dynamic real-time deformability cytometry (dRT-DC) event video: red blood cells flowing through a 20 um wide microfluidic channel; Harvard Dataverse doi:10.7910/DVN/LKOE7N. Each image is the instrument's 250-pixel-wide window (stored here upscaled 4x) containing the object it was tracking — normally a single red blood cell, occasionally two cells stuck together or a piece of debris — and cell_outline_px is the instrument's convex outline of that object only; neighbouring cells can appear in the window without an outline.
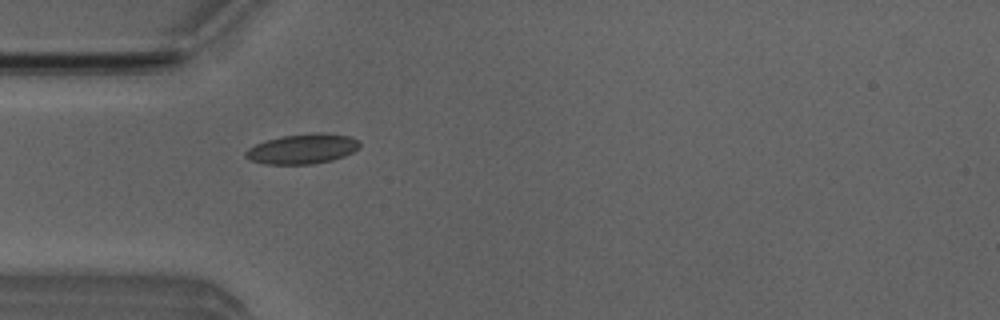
{"species": "Egyptian fruit bat (a non-hibernating species)", "species_latin": "Rousettus aegyptiacus", "temperature_condition": "room temperature", "stored_images_in_passage": 36, "camera_frame_rate_fps": 3000, "um_per_image_px": 0.085, "animal": {"sex": "male"}, "frame": {"image": 1, "passage_image": 5, "time_ms": 1.333, "image_size_px": [1000, 320], "cell_outline_px": [[360, 148], [344, 156], [332, 160], [312, 164], [264, 164], [252, 160], [244, 156], [244, 152], [248, 148], [256, 144], [280, 136], [312, 132], [320, 132], [348, 136], [360, 140]], "centroid_in_image_um": [25.73, 12.64], "position_along_channel_um": 59.3, "area_um2": 20.0}}
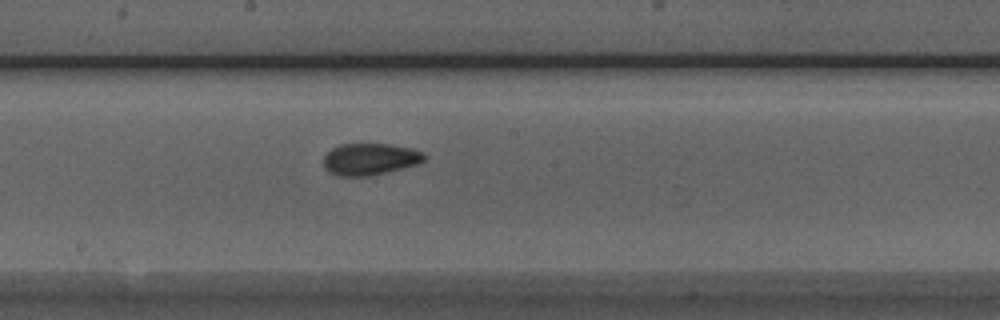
{"frame": {"image": 2, "passage_image": 17, "time_ms": 5.333, "image_size_px": [1000, 320], "cell_outline_px": [[424, 160], [416, 164], [368, 176], [336, 176], [328, 172], [324, 168], [324, 156], [332, 148], [340, 144], [388, 144], [412, 148], [420, 152], [424, 156]], "centroid_in_image_um": [31.37, 13.52], "position_along_channel_um": 216.8, "area_um2": 18.38}}
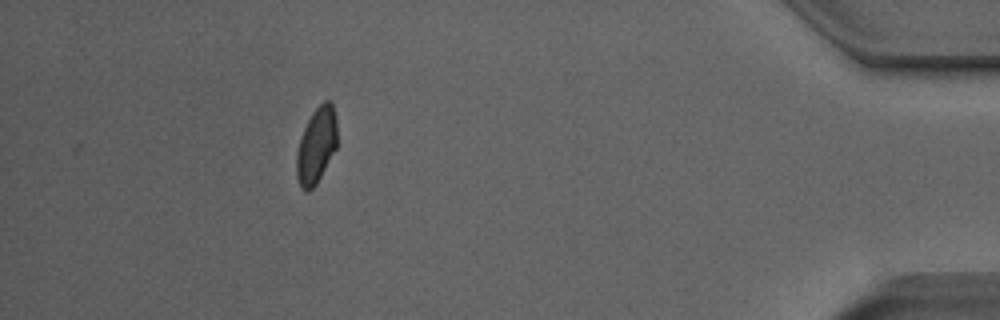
{"frame": {"image": 3, "passage_image": 36, "time_ms": 11.667, "image_size_px": [1000, 320], "cell_outline_px": [[336, 148], [316, 184], [308, 192], [300, 188], [296, 176], [296, 152], [300, 136], [312, 112], [324, 100], [328, 100], [332, 104], [336, 120]], "centroid_in_image_um": [26.86, 12.38], "position_along_channel_um": 408.3, "area_um2": 17.92}, "authors_computed_cell_mechanics": {"area_um2": 18.3804, "velocity_mm_per_s": 3.9817, "shape_relaxation_time_tau1_ms": 3.9327, "shape_relaxation_time_tau2_ms": 1.511, "deformation_change_tau1": 0.0984, "deformation_change_tau2": 0.0715}}